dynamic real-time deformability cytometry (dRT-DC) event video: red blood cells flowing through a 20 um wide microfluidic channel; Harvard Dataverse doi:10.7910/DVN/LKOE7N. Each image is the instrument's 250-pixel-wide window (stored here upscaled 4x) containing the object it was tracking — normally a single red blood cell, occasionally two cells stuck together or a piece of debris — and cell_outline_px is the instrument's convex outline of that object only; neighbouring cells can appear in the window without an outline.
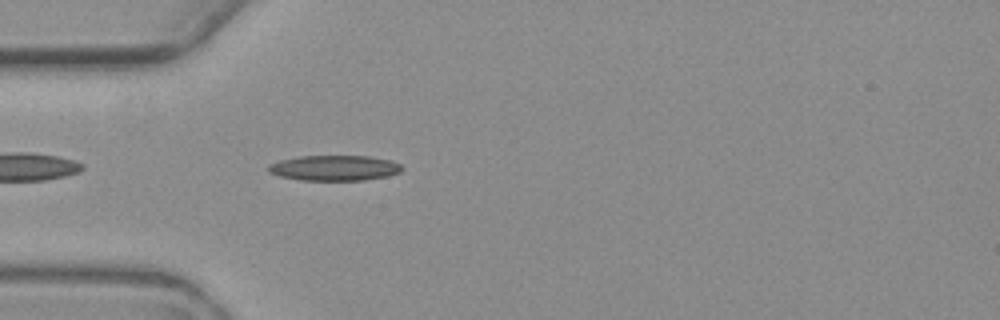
{"species": "common noctule bat (a hibernating species)", "species_latin": "Nyctalus noctula", "temperature_condition": "warm", "stored_images_in_passage": 2, "camera_frame_rate_fps": 3000, "um_per_image_px": 0.085, "animal": {"sex": "female", "body_mass_g": 19.3, "forearm_length_mm": 54.1}, "frame": {"image": 1, "passage_image": 2, "time_ms": 1.0, "image_size_px": [1000, 320], "cell_outline_px": [[404, 168], [400, 172], [388, 176], [364, 180], [300, 180], [280, 176], [268, 172], [268, 164], [280, 160], [300, 156], [368, 156], [388, 160], [400, 164]], "centroid_in_image_um": [28.41, 14.28], "position_along_channel_um": 56.6, "area_um2": 19.71}}